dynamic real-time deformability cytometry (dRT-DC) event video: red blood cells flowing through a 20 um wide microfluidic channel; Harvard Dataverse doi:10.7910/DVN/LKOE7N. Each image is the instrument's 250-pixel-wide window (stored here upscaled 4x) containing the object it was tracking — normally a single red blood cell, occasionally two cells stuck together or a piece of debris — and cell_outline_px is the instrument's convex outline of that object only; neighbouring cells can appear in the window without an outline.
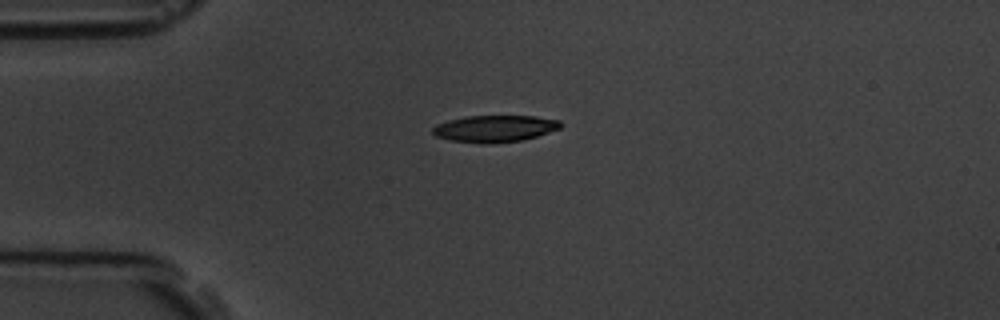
{"species": "common noctule bat (a hibernating species)", "species_latin": "Nyctalus noctula", "temperature_condition": "room temperature", "stored_images_in_passage": 2, "camera_frame_rate_fps": 3000, "um_per_image_px": 0.085, "animal": {"sex": "male", "body_mass_g": 19.5, "forearm_length_mm": 54.6}, "frame": {"image": 1, "passage_image": 1, "time_ms": 0.0, "image_size_px": [1000, 320], "cell_outline_px": [[564, 124], [560, 128], [524, 140], [488, 144], [484, 144], [452, 140], [436, 136], [432, 132], [432, 128], [436, 124], [448, 120], [464, 116], [536, 116], [560, 120]], "centroid_in_image_um": [42.06, 10.92], "position_along_channel_um": 42.9, "area_um2": 20.06}}